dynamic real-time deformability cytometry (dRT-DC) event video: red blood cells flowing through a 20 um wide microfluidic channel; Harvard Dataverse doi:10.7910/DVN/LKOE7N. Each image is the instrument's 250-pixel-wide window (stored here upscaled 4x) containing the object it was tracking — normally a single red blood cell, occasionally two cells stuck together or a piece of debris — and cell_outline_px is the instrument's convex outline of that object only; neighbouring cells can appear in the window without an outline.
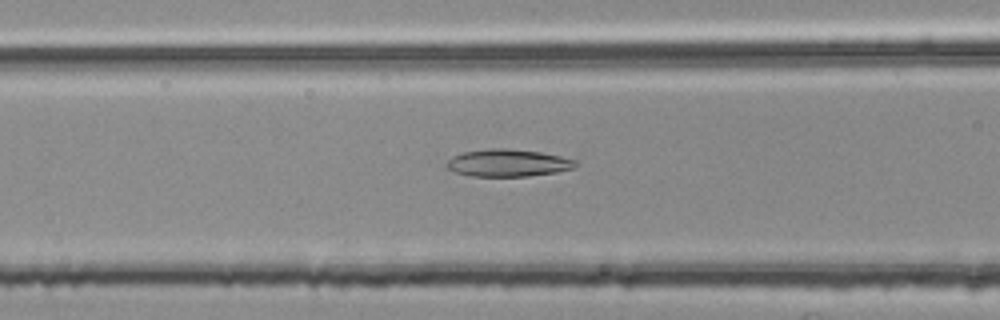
{"species": "common noctule bat (a hibernating species)", "species_latin": "Nyctalus noctula", "temperature_condition": "room temperature", "stored_images_in_passage": 39, "camera_frame_rate_fps": 3000, "um_per_image_px": 0.085, "animal": {"sex": "female", "body_mass_g": 25.1}, "frame": {"image": 1, "passage_image": 7, "time_ms": 2.0, "image_size_px": [1000, 320], "cell_outline_px": [[576, 164], [572, 168], [556, 172], [528, 176], [472, 176], [456, 172], [448, 168], [448, 160], [452, 156], [464, 152], [488, 148], [504, 148], [540, 152], [560, 156], [576, 160]], "centroid_in_image_um": [43.17, 13.84], "position_along_channel_um": 123.4, "area_um2": 20.23}}
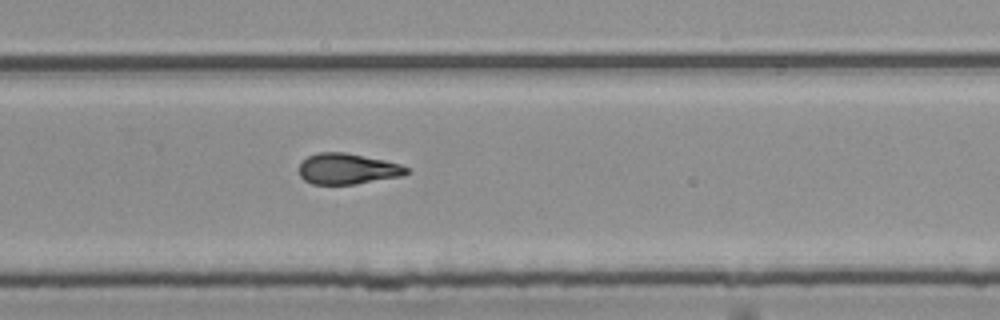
{"frame": {"image": 2, "passage_image": 21, "time_ms": 6.667, "image_size_px": [1000, 320], "cell_outline_px": [[408, 172], [404, 176], [356, 184], [312, 184], [304, 180], [300, 176], [300, 164], [308, 156], [320, 152], [344, 152], [384, 160], [400, 164], [408, 168]], "centroid_in_image_um": [29.55, 14.36], "position_along_channel_um": 300.2, "area_um2": 19.25}}
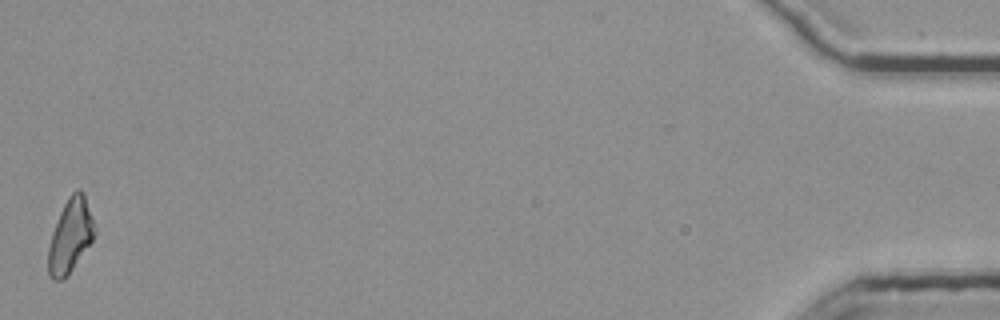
{"frame": {"image": 3, "passage_image": 39, "time_ms": 12.667, "image_size_px": [1000, 320], "cell_outline_px": [[96, 232], [92, 240], [72, 268], [60, 280], [52, 280], [48, 272], [48, 248], [52, 232], [60, 212], [68, 196], [76, 188], [80, 188], [84, 192], [96, 228]], "centroid_in_image_um": [5.98, 19.97], "position_along_channel_um": 429.2, "area_um2": 19.65}, "authors_computed_cell_mechanics": {"area_um2": 19.4208, "velocity_mm_per_s": 3.7897, "shape_relaxation_time_tau1_ms": null, "shape_relaxation_time_tau2_ms": 3.7943, "deformation_change_tau1": null, "deformation_change_tau2": 0.1245}}